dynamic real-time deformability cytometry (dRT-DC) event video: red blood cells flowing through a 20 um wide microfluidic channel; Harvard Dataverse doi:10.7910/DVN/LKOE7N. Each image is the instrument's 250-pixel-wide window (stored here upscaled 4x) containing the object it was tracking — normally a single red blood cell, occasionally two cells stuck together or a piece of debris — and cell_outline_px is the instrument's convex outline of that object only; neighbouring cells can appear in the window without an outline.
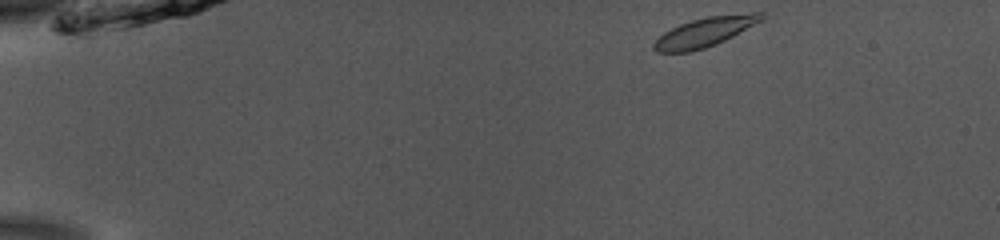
{"species": "common noctule bat (a hibernating species)", "species_latin": "Nyctalus noctula", "temperature_condition": "room temperature", "stored_images_in_passage": 6, "camera_frame_rate_fps": 3000, "um_per_image_px": 0.085, "animal": {"sex": "male", "body_mass_g": 13.0, "forearm_length_mm": 53.1}, "frame": {"image": 1, "passage_image": 1, "time_ms": 0.0, "image_size_px": [1000, 240], "cell_outline_px": [[768, 16], [764, 20], [716, 44], [704, 48], [688, 52], [656, 52], [652, 48], [652, 44], [664, 32], [680, 24], [692, 20], [708, 16], [752, 12], [764, 12]], "centroid_in_image_um": [59.96, 2.7], "position_along_channel_um": 25.0, "area_um2": 18.44}}